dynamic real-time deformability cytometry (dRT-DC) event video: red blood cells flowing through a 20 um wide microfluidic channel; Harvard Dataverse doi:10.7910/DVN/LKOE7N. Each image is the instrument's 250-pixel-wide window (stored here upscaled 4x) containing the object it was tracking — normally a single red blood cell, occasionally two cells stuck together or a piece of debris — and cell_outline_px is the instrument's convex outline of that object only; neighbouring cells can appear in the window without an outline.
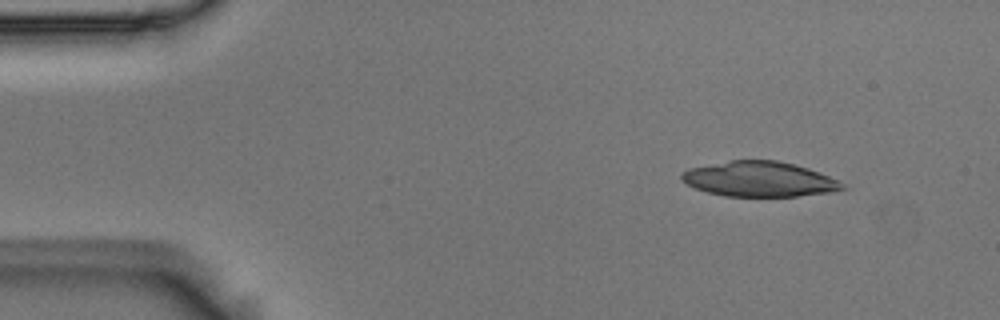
{"species": "Egyptian fruit bat (a non-hibernating species)", "species_latin": "Rousettus aegyptiacus", "temperature_condition": "room temperature", "stored_images_in_passage": 52, "camera_frame_rate_fps": 3000, "um_per_image_px": 0.085, "animal": {"sex": "male"}, "frame": {"image": 1, "passage_image": 5, "time_ms": 1.333, "image_size_px": [1000, 320], "cell_outline_px": [[848, 188], [828, 192], [796, 196], [724, 196], [708, 192], [696, 188], [688, 184], [680, 176], [688, 168], [728, 160], [776, 160], [808, 168], [820, 172], [840, 180]], "centroid_in_image_um": [64.57, 15.22], "position_along_channel_um": 20.4, "area_um2": 32.77}}